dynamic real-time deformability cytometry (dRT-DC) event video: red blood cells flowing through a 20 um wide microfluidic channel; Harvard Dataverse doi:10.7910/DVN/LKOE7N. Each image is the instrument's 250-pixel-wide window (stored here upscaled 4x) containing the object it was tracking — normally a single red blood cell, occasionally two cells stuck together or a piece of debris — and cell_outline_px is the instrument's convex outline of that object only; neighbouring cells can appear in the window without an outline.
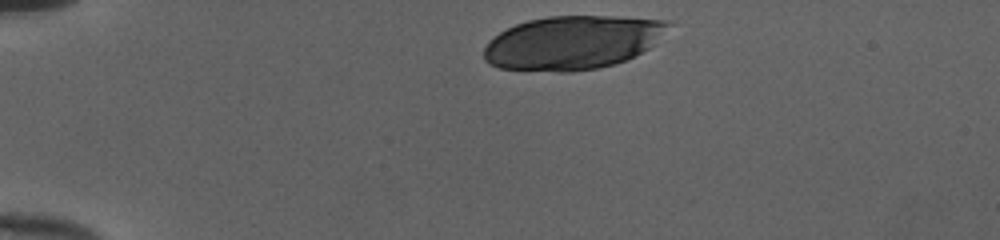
{"species": "human", "species_latin": "Homo sapiens", "temperature_condition": "cold", "stored_images_in_passage": 34, "camera_frame_rate_fps": 3000, "um_per_image_px": 0.085, "donor": {"sex": "female"}, "frame": {"image": 1, "passage_image": 1, "time_ms": 0.0, "image_size_px": [1000, 240], "cell_outline_px": [[676, 20], [656, 44], [624, 60], [600, 68], [572, 72], [556, 72], [500, 68], [488, 64], [484, 60], [484, 48], [488, 40], [500, 32], [516, 24], [528, 20], [548, 16], [612, 16]], "centroid_in_image_um": [48.69, 3.61], "position_along_channel_um": 36.3, "area_um2": 58.2}}